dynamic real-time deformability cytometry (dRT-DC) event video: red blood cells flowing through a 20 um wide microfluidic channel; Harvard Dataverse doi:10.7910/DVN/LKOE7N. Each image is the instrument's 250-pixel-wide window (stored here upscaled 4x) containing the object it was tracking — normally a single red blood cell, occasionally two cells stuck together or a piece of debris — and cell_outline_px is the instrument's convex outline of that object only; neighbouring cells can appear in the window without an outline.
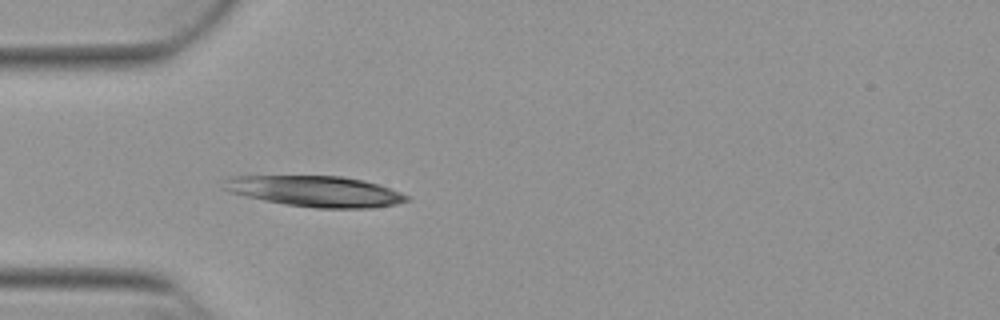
{"species": "Egyptian fruit bat (a non-hibernating species)", "species_latin": "Rousettus aegyptiacus", "temperature_condition": "warm", "stored_images_in_passage": 13, "camera_frame_rate_fps": 3000, "um_per_image_px": 0.085, "animal": {"sex": "female"}, "frame": {"image": 1, "passage_image": 3, "time_ms": 0.667, "image_size_px": [1000, 320], "cell_outline_px": [[408, 200], [396, 204], [372, 208], [316, 208], [284, 204], [264, 200], [232, 192], [220, 188], [224, 180], [228, 176], [344, 176], [364, 180], [380, 184], [400, 192], [408, 196]], "centroid_in_image_um": [26.8, 16.25], "position_along_channel_um": 58.2, "area_um2": 32.89}}